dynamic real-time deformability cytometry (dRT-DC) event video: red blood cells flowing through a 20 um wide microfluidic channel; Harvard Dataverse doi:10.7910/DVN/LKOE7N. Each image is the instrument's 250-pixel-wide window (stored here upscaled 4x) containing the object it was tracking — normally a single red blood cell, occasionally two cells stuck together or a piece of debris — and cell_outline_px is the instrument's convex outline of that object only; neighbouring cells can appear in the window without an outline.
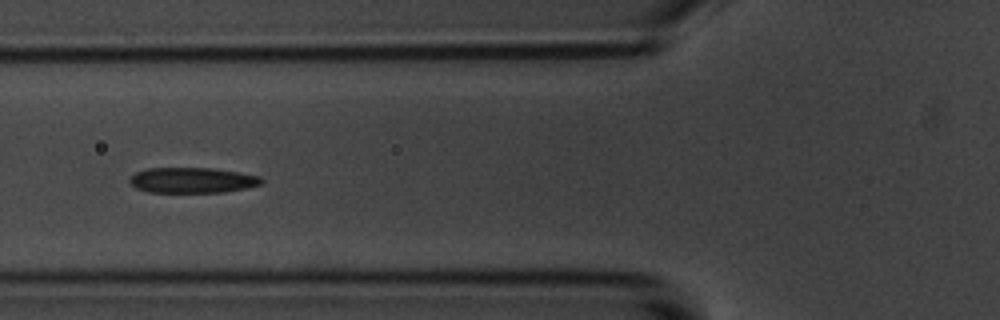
{"species": "common noctule bat (a hibernating species)", "species_latin": "Nyctalus noctula", "temperature_condition": "room temperature", "stored_images_in_passage": 14, "camera_frame_rate_fps": 3000, "um_per_image_px": 0.085, "animal": {"sex": "male", "body_mass_g": 20.1, "forearm_length_mm": 53.5}, "frame": {"image": 1, "passage_image": 5, "time_ms": 5.333, "image_size_px": [1000, 320], "cell_outline_px": [[264, 180], [260, 184], [244, 188], [224, 192], [148, 192], [136, 188], [128, 180], [136, 172], [148, 168], [212, 168], [240, 172], [260, 176]], "centroid_in_image_um": [16.34, 15.31], "position_along_channel_um": 109.5, "area_um2": 19.48}}
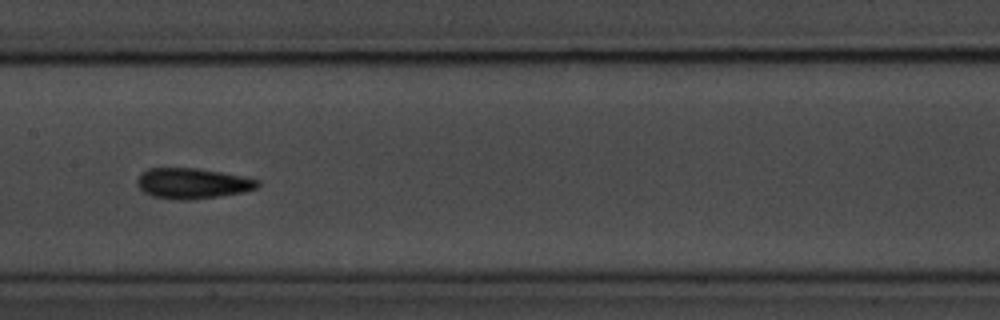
{"frame": {"image": 2, "passage_image": 7, "time_ms": 7.667, "image_size_px": [1000, 320], "cell_outline_px": [[260, 184], [256, 188], [244, 192], [196, 200], [172, 200], [152, 196], [144, 192], [136, 184], [136, 180], [140, 172], [148, 168], [196, 168], [244, 176], [260, 180]], "centroid_in_image_um": [16.34, 15.59], "position_along_channel_um": 191.1, "area_um2": 21.79}}
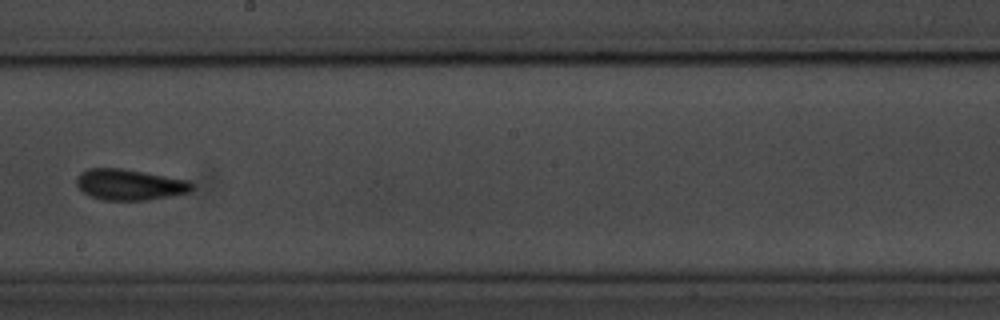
{"frame": {"image": 3, "passage_image": 8, "time_ms": 9.0, "image_size_px": [1000, 320], "cell_outline_px": [[192, 188], [188, 192], [172, 196], [148, 200], [104, 200], [88, 196], [76, 184], [76, 176], [80, 172], [88, 168], [124, 168], [192, 180]], "centroid_in_image_um": [11.02, 15.68], "position_along_channel_um": 237.2, "area_um2": 21.15}, "authors_computed_cell_mechanics": {"area_um2": 20.2878, "velocity_mm_per_s": 3.4877, "shape_relaxation_time_tau1_ms": 3.54, "shape_relaxation_time_tau2_ms": 2.3276, "deformation_change_tau1": 0.123, "deformation_change_tau2": 0.1067}}